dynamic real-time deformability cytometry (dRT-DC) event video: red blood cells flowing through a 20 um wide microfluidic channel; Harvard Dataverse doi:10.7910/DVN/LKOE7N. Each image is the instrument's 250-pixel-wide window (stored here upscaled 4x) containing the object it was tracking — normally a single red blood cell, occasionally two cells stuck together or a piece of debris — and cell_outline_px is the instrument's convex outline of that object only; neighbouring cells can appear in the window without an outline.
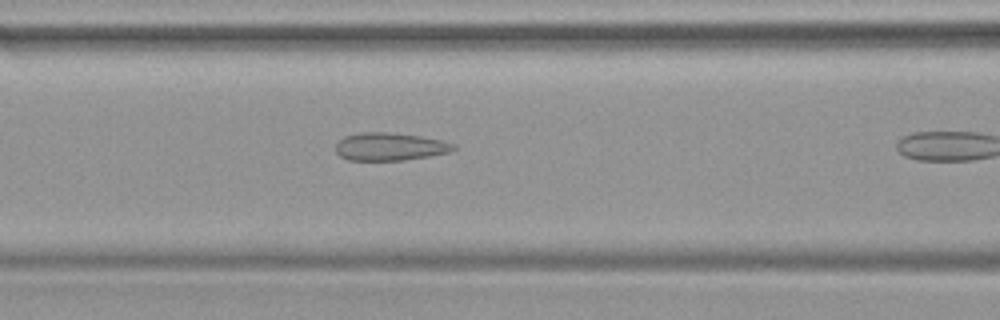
{"species": "common noctule bat (a hibernating species)", "species_latin": "Nyctalus noctula", "temperature_condition": "warm", "stored_images_in_passage": 10, "camera_frame_rate_fps": 3000, "um_per_image_px": 0.085, "animal": {"sex": "female", "body_mass_g": 19.9}, "frame": {"image": 1, "passage_image": 9, "time_ms": 2.667, "image_size_px": [1000, 320], "cell_outline_px": [[456, 148], [448, 152], [428, 156], [404, 160], [348, 160], [340, 156], [336, 152], [336, 144], [344, 136], [360, 132], [388, 132], [420, 136], [444, 140], [456, 144]], "centroid_in_image_um": [33.14, 12.45], "position_along_channel_um": 133.5, "area_um2": 19.13}}